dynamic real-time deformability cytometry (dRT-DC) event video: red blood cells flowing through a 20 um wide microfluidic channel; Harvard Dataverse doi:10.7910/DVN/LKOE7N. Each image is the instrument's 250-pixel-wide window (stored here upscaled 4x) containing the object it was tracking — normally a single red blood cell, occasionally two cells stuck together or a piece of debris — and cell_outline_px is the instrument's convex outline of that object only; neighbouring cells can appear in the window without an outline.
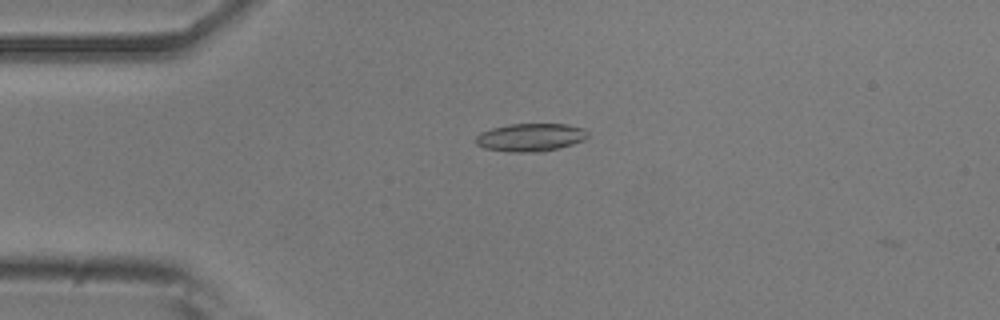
{"species": "common noctule bat (a hibernating species)", "species_latin": "Nyctalus noctula", "temperature_condition": "room temperature", "stored_images_in_passage": 2, "camera_frame_rate_fps": 3000, "um_per_image_px": 0.085, "animal": {"sex": "male", "body_mass_g": 20.5, "forearm_length_mm": 52.5}, "frame": {"image": 1, "passage_image": 1, "time_ms": 0.0, "image_size_px": [1000, 320], "cell_outline_px": [[588, 136], [584, 140], [572, 144], [544, 152], [508, 152], [484, 148], [476, 144], [476, 136], [480, 132], [492, 128], [508, 124], [568, 124], [584, 128], [588, 132]], "centroid_in_image_um": [45.09, 11.68], "position_along_channel_um": 39.9, "area_um2": 18.44}}